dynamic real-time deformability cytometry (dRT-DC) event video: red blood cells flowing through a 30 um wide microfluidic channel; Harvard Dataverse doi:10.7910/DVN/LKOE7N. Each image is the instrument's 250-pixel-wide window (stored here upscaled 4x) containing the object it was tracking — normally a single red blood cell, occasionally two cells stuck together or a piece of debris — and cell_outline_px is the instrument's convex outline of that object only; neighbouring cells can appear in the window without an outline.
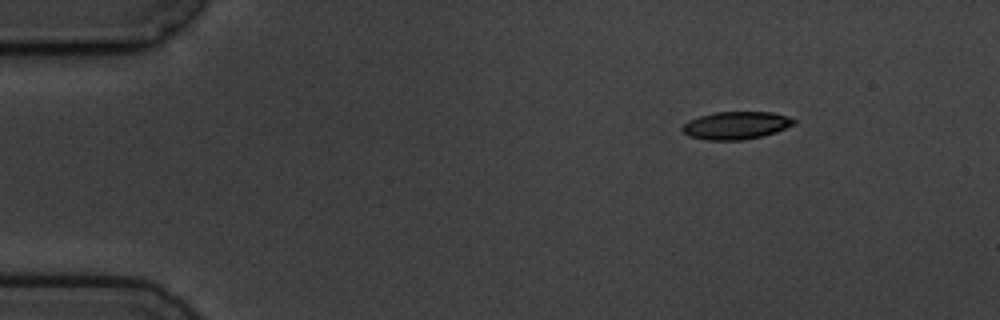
{"species": "common noctule bat (a hibernating species)", "species_latin": "Nyctalus noctula", "temperature_condition": "cold", "stored_images_in_passage": 6, "camera_frame_rate_fps": 3000, "um_per_image_px": 0.085, "animal": {"sex": "male", "body_mass_g": 19.5, "forearm_length_mm": 54.6}, "frame": {"image": 1, "passage_image": 1, "time_ms": 0.0, "image_size_px": [1000, 320], "cell_outline_px": [[796, 124], [776, 132], [744, 140], [708, 140], [688, 136], [680, 128], [688, 120], [700, 116], [716, 112], [772, 112], [788, 116], [796, 120]], "centroid_in_image_um": [62.57, 10.66], "position_along_channel_um": 22.4, "area_um2": 18.03}}
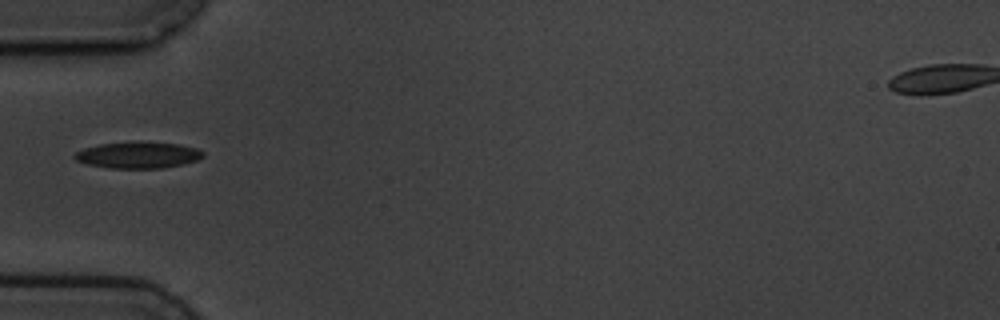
{"frame": {"image": 2, "passage_image": 4, "time_ms": 3.667, "image_size_px": [1000, 320], "cell_outline_px": [[204, 156], [196, 160], [184, 164], [160, 168], [108, 168], [88, 164], [76, 160], [72, 156], [76, 152], [84, 148], [100, 144], [136, 140], [180, 144], [196, 148], [204, 152]], "centroid_in_image_um": [11.73, 13.16], "position_along_channel_um": 73.3, "area_um2": 20.06}}
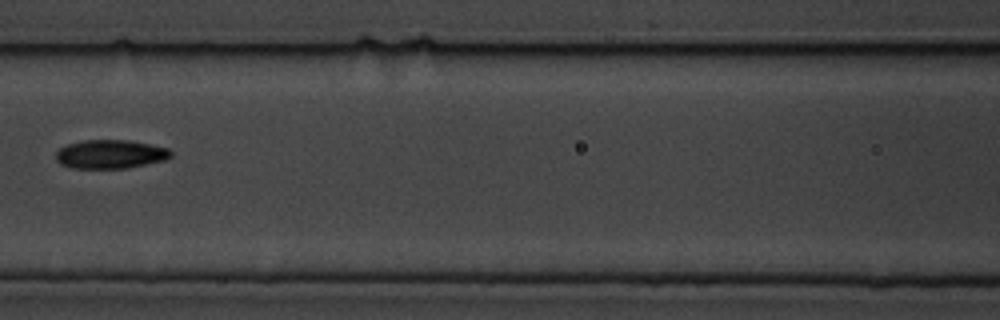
{"frame": {"image": 3, "passage_image": 6, "time_ms": 6.0, "image_size_px": [1000, 320], "cell_outline_px": [[172, 156], [164, 160], [128, 168], [72, 168], [60, 164], [56, 160], [56, 152], [60, 148], [68, 144], [84, 140], [128, 140], [152, 144], [168, 148], [172, 152]], "centroid_in_image_um": [9.39, 13.1], "position_along_channel_um": 157.2, "area_um2": 19.31}}